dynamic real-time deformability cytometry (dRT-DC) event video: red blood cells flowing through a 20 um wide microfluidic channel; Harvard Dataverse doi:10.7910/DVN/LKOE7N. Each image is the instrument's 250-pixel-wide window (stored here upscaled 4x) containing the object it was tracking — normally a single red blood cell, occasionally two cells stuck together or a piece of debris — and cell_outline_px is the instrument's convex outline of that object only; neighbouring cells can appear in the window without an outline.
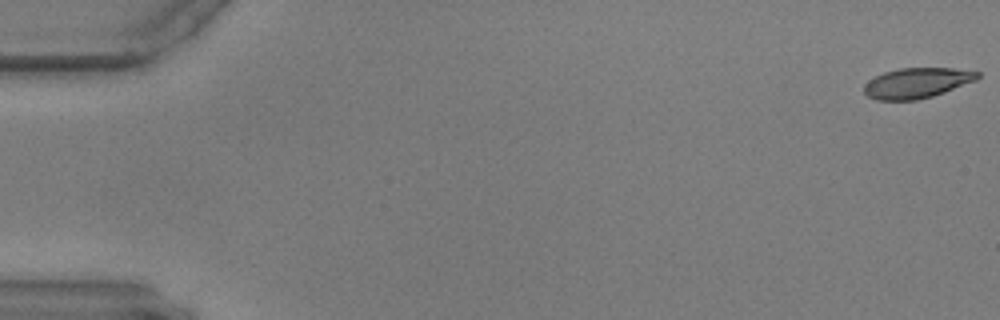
{"species": "common noctule bat (a hibernating species)", "species_latin": "Nyctalus noctula", "temperature_condition": "warm", "stored_images_in_passage": 9, "camera_frame_rate_fps": 3000, "um_per_image_px": 0.085, "animal": {"sex": "male", "body_mass_g": 17.9, "forearm_length_mm": 54.2}, "frame": {"image": 1, "passage_image": 1, "time_ms": 0.0, "image_size_px": [1000, 320], "cell_outline_px": [[980, 76], [976, 80], [944, 92], [932, 96], [916, 100], [876, 100], [868, 96], [864, 92], [864, 84], [868, 80], [884, 72], [900, 68], [952, 68], [980, 72]], "centroid_in_image_um": [77.92, 7.05], "position_along_channel_um": 7.1, "area_um2": 19.94}}